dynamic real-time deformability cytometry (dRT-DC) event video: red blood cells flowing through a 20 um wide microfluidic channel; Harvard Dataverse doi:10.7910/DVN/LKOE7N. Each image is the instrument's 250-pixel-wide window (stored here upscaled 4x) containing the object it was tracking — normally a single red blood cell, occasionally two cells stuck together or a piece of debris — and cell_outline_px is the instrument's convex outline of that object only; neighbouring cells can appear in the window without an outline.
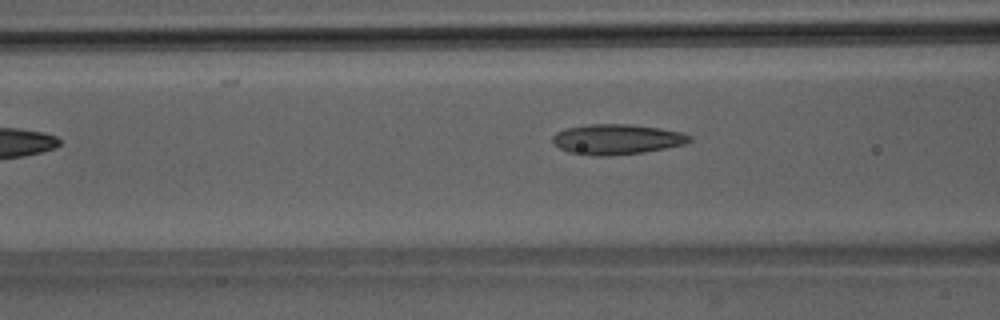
{"species": "Egyptian fruit bat (a non-hibernating species)", "species_latin": "Rousettus aegyptiacus", "temperature_condition": "room temperature", "stored_images_in_passage": 5, "camera_frame_rate_fps": 3000, "um_per_image_px": 0.085, "animal": {"sex": "male"}, "frame": {"image": 1, "passage_image": 3, "time_ms": 2.333, "image_size_px": [1000, 320], "cell_outline_px": [[692, 140], [684, 144], [644, 152], [608, 156], [592, 156], [568, 152], [552, 144], [552, 136], [556, 132], [564, 128], [588, 124], [628, 124], [660, 128], [684, 132], [692, 136]], "centroid_in_image_um": [52.4, 11.84], "position_along_channel_um": 114.2, "area_um2": 24.39}}
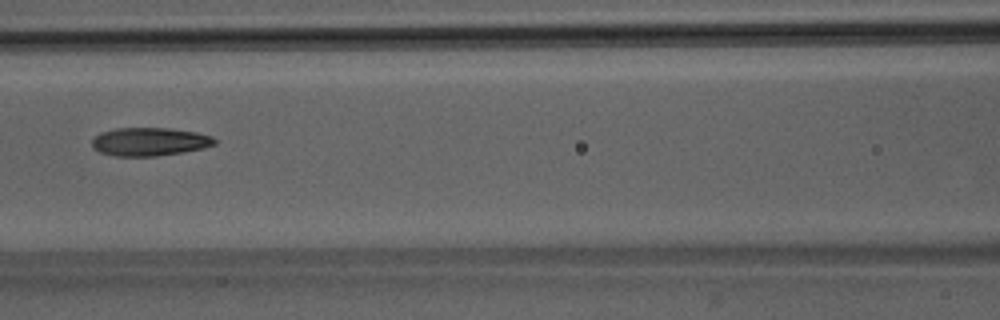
{"frame": {"image": 2, "passage_image": 4, "time_ms": 4.333, "image_size_px": [1000, 320], "cell_outline_px": [[216, 144], [204, 148], [184, 152], [156, 156], [112, 156], [100, 152], [92, 148], [92, 140], [100, 132], [116, 128], [168, 128], [196, 132], [212, 136], [216, 140]], "centroid_in_image_um": [12.71, 12.05], "position_along_channel_um": 153.9, "area_um2": 20.35}}
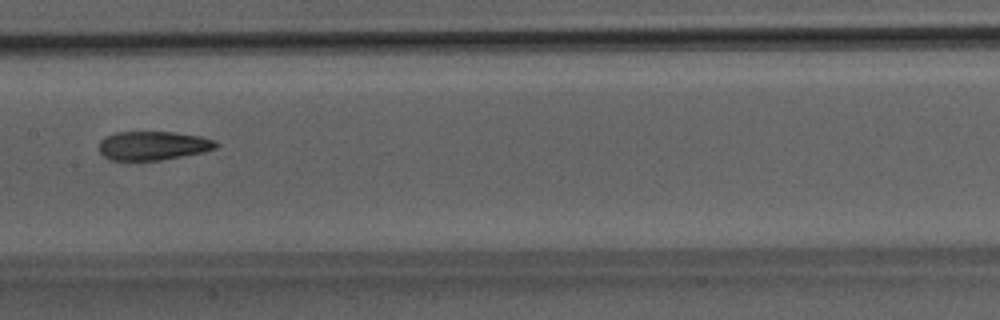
{"frame": {"image": 3, "passage_image": 5, "time_ms": 5.333, "image_size_px": [1000, 320], "cell_outline_px": [[220, 144], [216, 148], [200, 152], [160, 160], [108, 160], [100, 152], [100, 140], [104, 136], [116, 132], [172, 132], [200, 136], [216, 140]], "centroid_in_image_um": [12.99, 12.37], "position_along_channel_um": 194.4, "area_um2": 19.59}}